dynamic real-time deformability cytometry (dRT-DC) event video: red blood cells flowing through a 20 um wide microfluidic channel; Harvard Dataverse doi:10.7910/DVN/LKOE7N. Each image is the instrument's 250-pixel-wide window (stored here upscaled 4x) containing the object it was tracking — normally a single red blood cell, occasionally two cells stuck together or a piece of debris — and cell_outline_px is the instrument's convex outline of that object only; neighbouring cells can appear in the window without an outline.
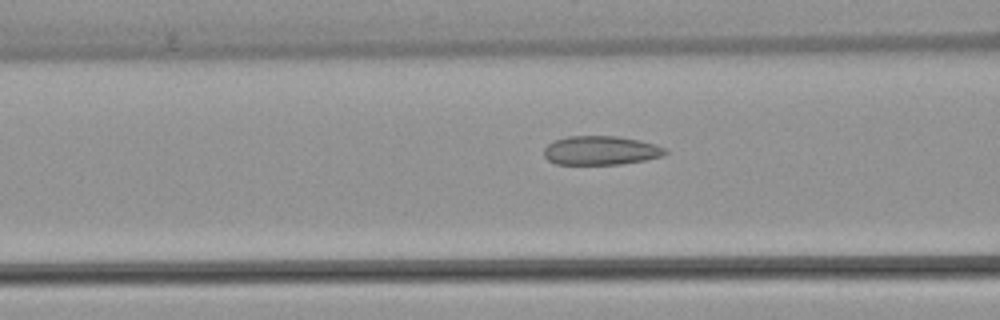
{"species": "common noctule bat (a hibernating species)", "species_latin": "Nyctalus noctula", "temperature_condition": "warm", "stored_images_in_passage": 43, "camera_frame_rate_fps": 3000, "um_per_image_px": 0.085, "animal": {"sex": "female", "body_mass_g": 22.7, "forearm_length_mm": 54.2}, "frame": {"image": 1, "passage_image": 13, "time_ms": 4.0, "image_size_px": [1000, 320], "cell_outline_px": [[668, 152], [660, 156], [644, 160], [620, 164], [556, 164], [548, 160], [544, 156], [544, 148], [548, 144], [556, 140], [568, 136], [616, 136], [656, 144], [664, 148]], "centroid_in_image_um": [51.03, 12.79], "position_along_channel_um": 115.6, "area_um2": 20.23}}
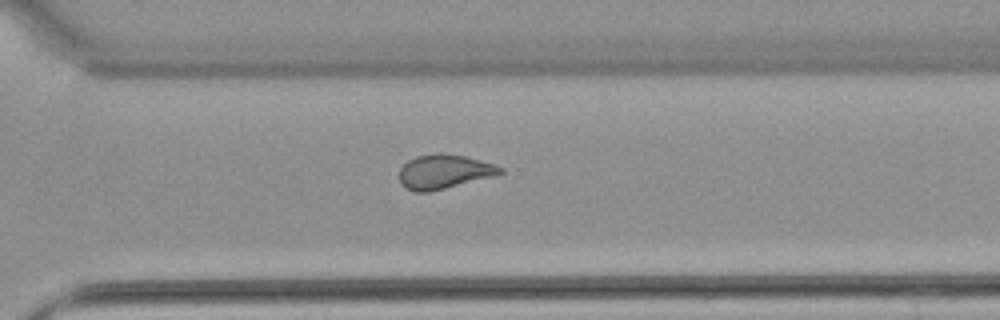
{"frame": {"image": 2, "passage_image": 29, "time_ms": 9.333, "image_size_px": [1000, 320], "cell_outline_px": [[504, 172], [492, 176], [428, 192], [416, 192], [400, 184], [400, 168], [408, 160], [416, 156], [464, 156], [496, 164], [504, 168]], "centroid_in_image_um": [37.75, 14.62], "position_along_channel_um": 332.8, "area_um2": 19.25}}
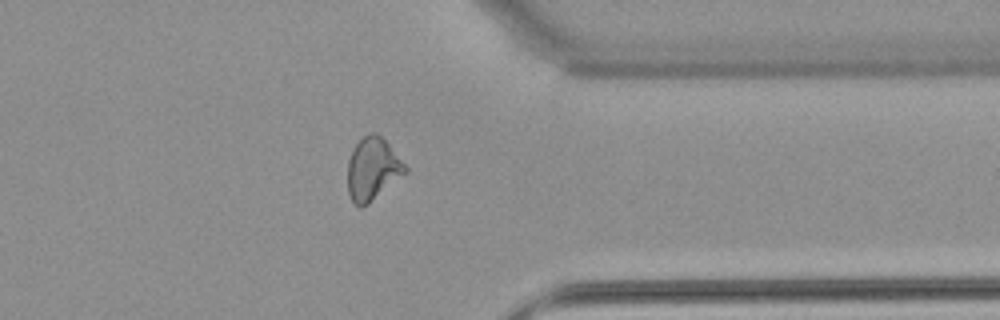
{"frame": {"image": 3, "passage_image": 33, "time_ms": 10.667, "image_size_px": [1000, 320], "cell_outline_px": [[408, 172], [368, 204], [360, 208], [352, 200], [348, 192], [348, 160], [352, 148], [364, 136], [372, 132], [376, 132], [388, 144], [408, 168]], "centroid_in_image_um": [31.67, 14.37], "position_along_channel_um": 379.7, "area_um2": 20.87}, "authors_computed_cell_mechanics": {"area_um2": 20.8658, "velocity_mm_per_s": 4.0827, "shape_relaxation_time_tau1_ms": null, "shape_relaxation_time_tau2_ms": 1.3386, "deformation_change_tau1": null, "deformation_change_tau2": 0.0945}}